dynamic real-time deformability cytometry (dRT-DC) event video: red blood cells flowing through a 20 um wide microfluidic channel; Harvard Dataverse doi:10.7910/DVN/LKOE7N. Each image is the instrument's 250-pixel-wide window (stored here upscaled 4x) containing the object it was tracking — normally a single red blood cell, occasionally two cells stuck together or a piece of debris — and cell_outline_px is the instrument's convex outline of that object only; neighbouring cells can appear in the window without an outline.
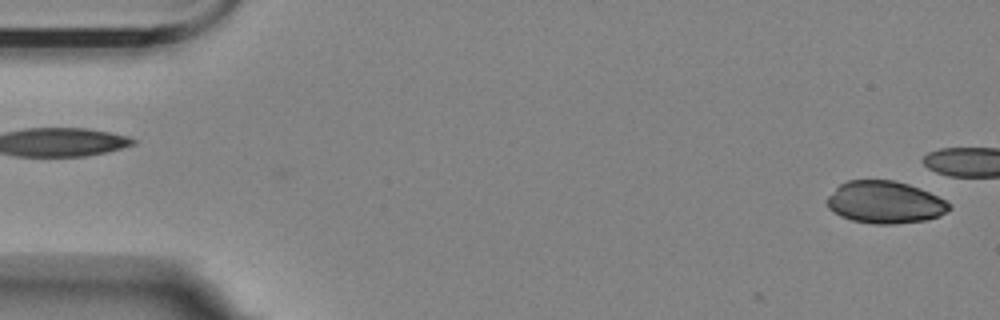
{"species": "Egyptian fruit bat (a non-hibernating species)", "species_latin": "Rousettus aegyptiacus", "temperature_condition": "room temperature", "stored_images_in_passage": 4, "segment_of_instrument_passage": [2, 2], "camera_frame_rate_fps": 3000, "um_per_image_px": 0.085, "animal": {"sex": "female"}, "frame": {"image": 1, "passage_image": 4, "time_ms": 3.333, "image_size_px": [1000, 320], "cell_outline_px": [[952, 208], [940, 216], [924, 220], [896, 224], [876, 224], [852, 220], [840, 216], [828, 208], [824, 200], [840, 184], [848, 180], [896, 180], [920, 188], [952, 204]], "centroid_in_image_um": [75.21, 17.19], "position_along_channel_um": 9.8, "area_um2": 30.17}}